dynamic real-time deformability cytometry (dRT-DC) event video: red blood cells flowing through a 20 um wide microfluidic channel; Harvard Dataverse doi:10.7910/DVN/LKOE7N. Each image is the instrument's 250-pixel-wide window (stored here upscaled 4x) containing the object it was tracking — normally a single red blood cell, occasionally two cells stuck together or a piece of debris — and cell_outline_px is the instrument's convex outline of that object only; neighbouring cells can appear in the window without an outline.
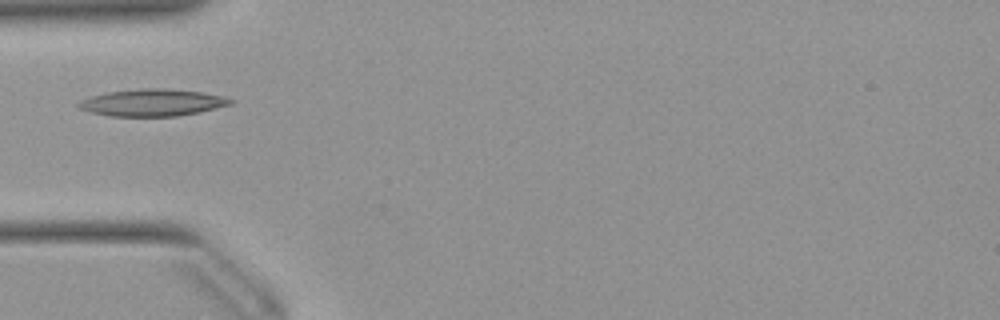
{"species": "Egyptian fruit bat (a non-hibernating species)", "species_latin": "Rousettus aegyptiacus", "temperature_condition": "warm", "stored_images_in_passage": 22, "camera_frame_rate_fps": 3000, "um_per_image_px": 0.085, "animal": {"sex": "female"}, "frame": {"image": 1, "passage_image": 1, "time_ms": 0.0, "image_size_px": [1000, 320], "cell_outline_px": [[236, 100], [232, 104], [200, 112], [176, 116], [108, 116], [76, 108], [76, 104], [80, 100], [92, 96], [108, 92], [140, 88], [164, 88], [204, 92]], "centroid_in_image_um": [12.94, 8.72], "position_along_channel_um": 72.1, "area_um2": 23.99}}
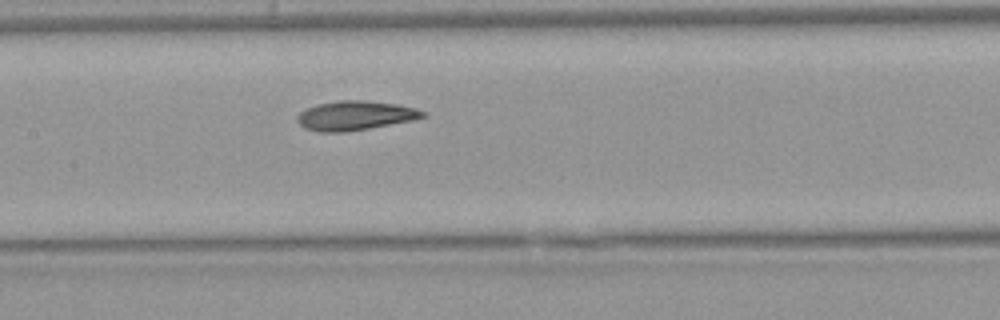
{"frame": {"image": 2, "passage_image": 9, "time_ms": 2.667, "image_size_px": [1000, 320], "cell_outline_px": [[428, 116], [412, 120], [368, 128], [344, 132], [320, 132], [304, 128], [296, 120], [296, 116], [300, 112], [316, 104], [340, 100], [364, 100], [396, 104], [416, 108], [424, 112]], "centroid_in_image_um": [30.16, 9.82], "position_along_channel_um": 177.2, "area_um2": 21.33}}
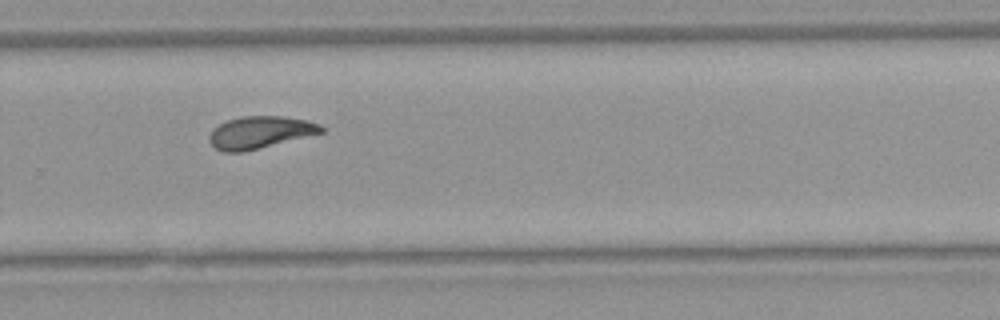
{"frame": {"image": 3, "passage_image": 19, "time_ms": 6.0, "image_size_px": [1000, 320], "cell_outline_px": [[324, 132], [244, 152], [224, 152], [216, 148], [208, 140], [208, 136], [212, 128], [228, 120], [240, 116], [284, 116], [308, 120], [320, 124], [324, 128]], "centroid_in_image_um": [22.09, 11.24], "position_along_channel_um": 307.7, "area_um2": 21.1}}